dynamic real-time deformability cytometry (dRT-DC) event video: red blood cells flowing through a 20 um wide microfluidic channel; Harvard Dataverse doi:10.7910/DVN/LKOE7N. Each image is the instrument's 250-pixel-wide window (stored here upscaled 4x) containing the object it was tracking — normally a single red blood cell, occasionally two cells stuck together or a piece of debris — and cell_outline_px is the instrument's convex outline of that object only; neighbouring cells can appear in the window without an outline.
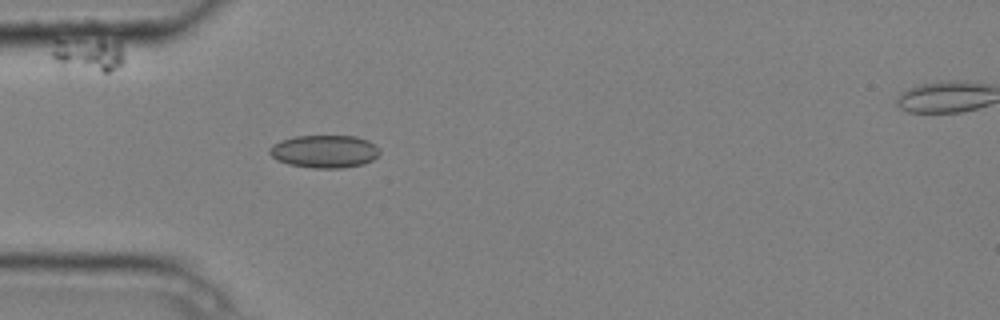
{"species": "common noctule bat (a hibernating species)", "species_latin": "Nyctalus noctula", "temperature_condition": "cold", "stored_images_in_passage": 2, "camera_frame_rate_fps": 3000, "um_per_image_px": 0.085, "animal": {"sex": "male", "body_mass_g": 20.4}, "frame": {"image": 1, "passage_image": 1, "time_ms": 0.0, "image_size_px": [1000, 320], "cell_outline_px": [[380, 152], [372, 160], [364, 164], [340, 168], [312, 168], [288, 164], [276, 160], [268, 152], [268, 148], [272, 144], [280, 140], [296, 136], [356, 136], [368, 140], [380, 148]], "centroid_in_image_um": [27.56, 12.87], "position_along_channel_um": 57.4, "area_um2": 21.21}}